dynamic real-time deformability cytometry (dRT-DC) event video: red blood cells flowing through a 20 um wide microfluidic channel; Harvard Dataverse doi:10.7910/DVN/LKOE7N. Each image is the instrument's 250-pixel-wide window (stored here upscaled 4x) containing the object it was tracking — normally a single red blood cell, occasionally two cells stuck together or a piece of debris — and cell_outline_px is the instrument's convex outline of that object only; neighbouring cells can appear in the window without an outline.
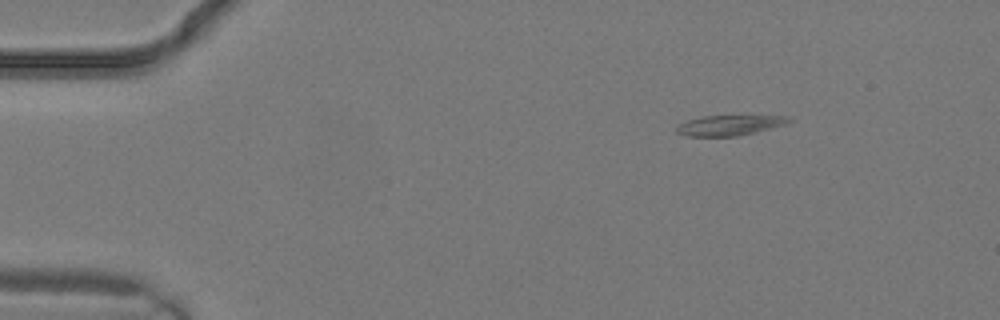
{"species": "common noctule bat (a hibernating species)", "species_latin": "Nyctalus noctula", "temperature_condition": "warm", "stored_images_in_passage": 2, "camera_frame_rate_fps": 3000, "um_per_image_px": 0.085, "animal": {"sex": "male", "body_mass_g": 19.2, "forearm_length_mm": 51.8}, "frame": {"image": 1, "passage_image": 1, "time_ms": 0.0, "image_size_px": [1000, 320], "cell_outline_px": [[792, 120], [784, 124], [756, 132], [736, 136], [684, 136], [676, 132], [676, 128], [680, 124], [688, 120], [704, 116], [784, 116]], "centroid_in_image_um": [61.95, 10.66], "position_along_channel_um": 23.1, "area_um2": 12.95}}